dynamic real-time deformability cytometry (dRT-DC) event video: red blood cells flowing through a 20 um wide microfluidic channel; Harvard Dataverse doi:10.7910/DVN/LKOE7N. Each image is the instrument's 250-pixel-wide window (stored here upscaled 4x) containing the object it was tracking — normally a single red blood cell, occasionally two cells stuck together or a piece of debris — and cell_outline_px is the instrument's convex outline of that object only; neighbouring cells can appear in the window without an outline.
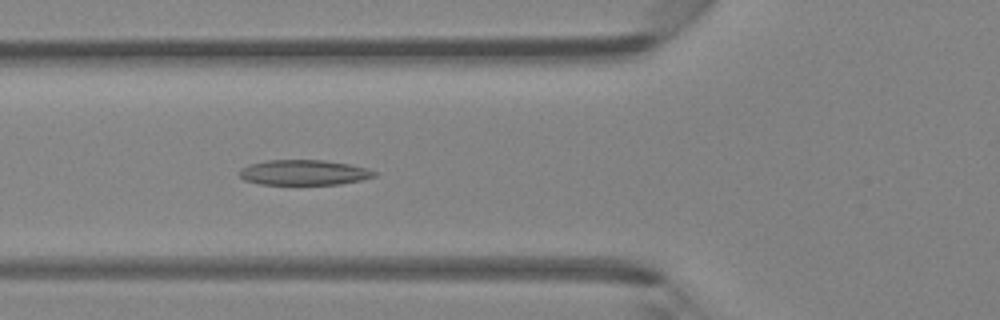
{"species": "Egyptian fruit bat (a non-hibernating species)", "species_latin": "Rousettus aegyptiacus", "temperature_condition": "room temperature", "stored_images_in_passage": 17, "camera_frame_rate_fps": 3000, "um_per_image_px": 0.085, "animal": {"sex": "female"}, "frame": {"image": 1, "passage_image": 3, "time_ms": 0.667, "image_size_px": [1000, 320], "cell_outline_px": [[376, 176], [360, 180], [340, 184], [260, 184], [244, 180], [240, 176], [240, 168], [248, 164], [268, 160], [324, 160], [348, 164], [368, 168], [376, 172]], "centroid_in_image_um": [25.81, 14.66], "position_along_channel_um": 100.0, "area_um2": 19.77}}
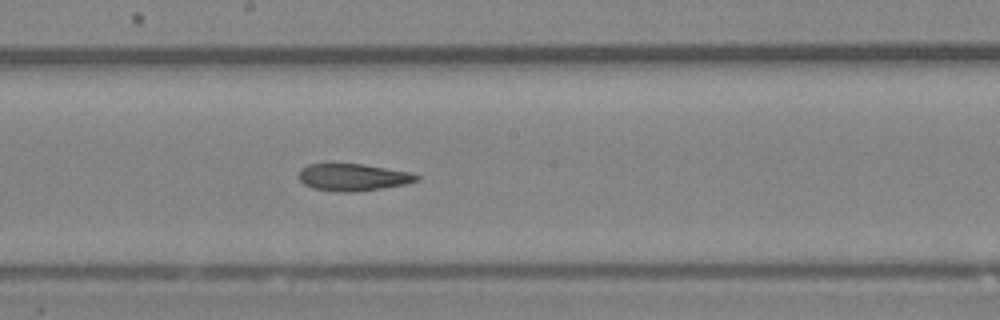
{"frame": {"image": 2, "passage_image": 11, "time_ms": 3.333, "image_size_px": [1000, 320], "cell_outline_px": [[420, 180], [408, 184], [356, 192], [340, 192], [312, 188], [304, 184], [300, 180], [300, 168], [308, 164], [364, 164], [408, 172], [420, 176]], "centroid_in_image_um": [30.03, 15.07], "position_along_channel_um": 218.2, "area_um2": 18.61}}
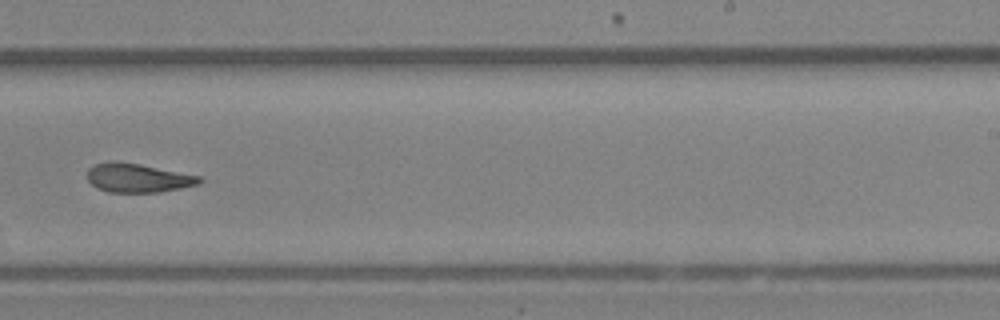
{"frame": {"image": 3, "passage_image": 15, "time_ms": 4.667, "image_size_px": [1000, 320], "cell_outline_px": [[204, 180], [200, 184], [160, 192], [108, 192], [96, 188], [88, 180], [88, 168], [96, 164], [140, 164], [200, 176]], "centroid_in_image_um": [11.78, 15.17], "position_along_channel_um": 277.2, "area_um2": 18.26}}